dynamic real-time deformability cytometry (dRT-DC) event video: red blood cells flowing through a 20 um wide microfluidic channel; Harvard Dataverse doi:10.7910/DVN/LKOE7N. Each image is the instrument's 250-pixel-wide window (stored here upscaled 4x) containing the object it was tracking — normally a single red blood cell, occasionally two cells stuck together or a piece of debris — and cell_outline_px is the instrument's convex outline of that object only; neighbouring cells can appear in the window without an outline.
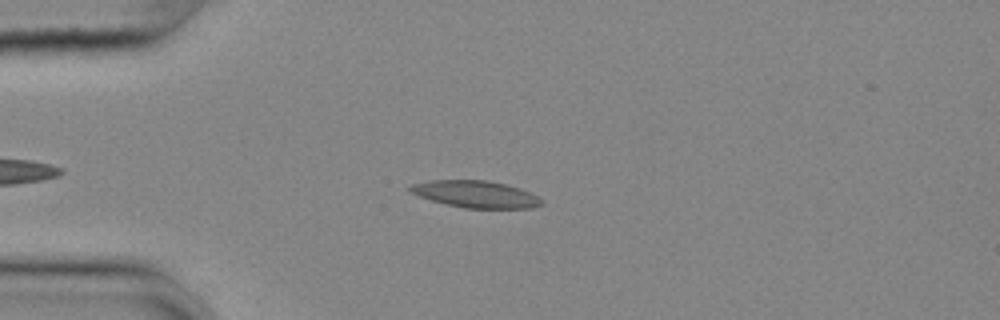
{"species": "common noctule bat (a hibernating species)", "species_latin": "Nyctalus noctula", "temperature_condition": "cold", "stored_images_in_passage": 47, "camera_frame_rate_fps": 3000, "um_per_image_px": 0.085, "animal": {"sex": "female", "body_mass_g": 25.1}, "frame": {"image": 1, "passage_image": 10, "time_ms": 3.0, "image_size_px": [1000, 320], "cell_outline_px": [[544, 204], [532, 208], [464, 208], [432, 200], [420, 196], [412, 192], [408, 188], [412, 184], [432, 180], [488, 180], [520, 188], [536, 196]], "centroid_in_image_um": [40.44, 16.5], "position_along_channel_um": 44.6, "area_um2": 20.29}}
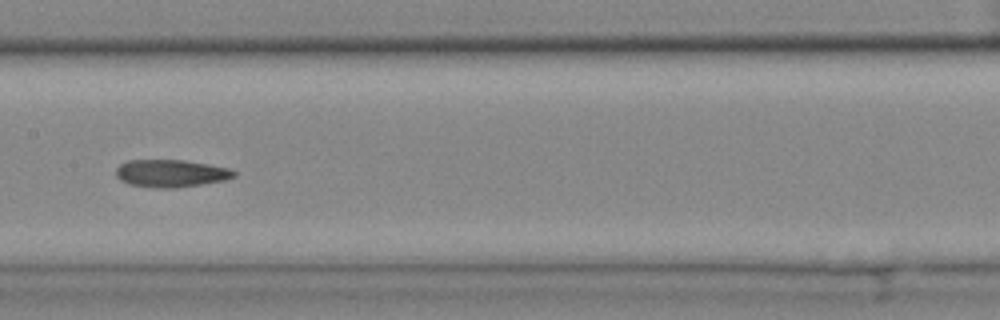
{"frame": {"image": 2, "passage_image": 24, "time_ms": 7.667, "image_size_px": [1000, 320], "cell_outline_px": [[236, 176], [224, 180], [176, 188], [156, 188], [128, 184], [120, 180], [116, 176], [116, 168], [120, 164], [128, 160], [184, 160], [208, 164], [228, 168], [236, 172]], "centroid_in_image_um": [14.5, 14.73], "position_along_channel_um": 192.9, "area_um2": 18.9}}
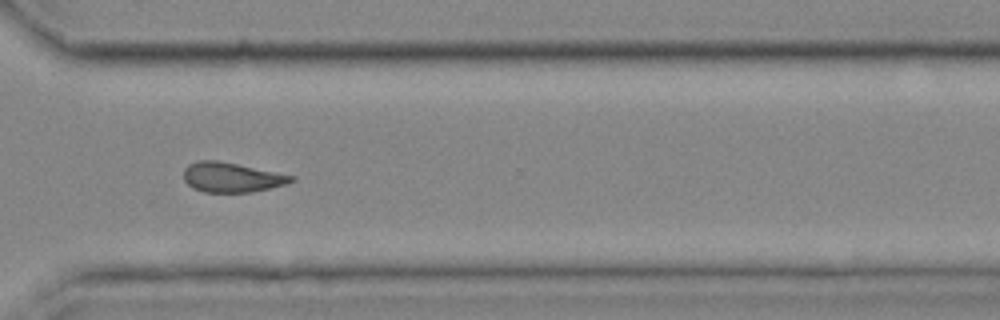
{"frame": {"image": 3, "passage_image": 37, "time_ms": 12.0, "image_size_px": [1000, 320], "cell_outline_px": [[296, 180], [288, 184], [252, 192], [204, 192], [192, 188], [184, 180], [184, 168], [188, 164], [196, 160], [216, 160], [296, 176]], "centroid_in_image_um": [19.69, 15.07], "position_along_channel_um": 350.9, "area_um2": 18.73}, "authors_computed_cell_mechanics": {"area_um2": 19.074, "velocity_mm_per_s": 3.6357, "shape_relaxation_time_tau1_ms": null, "shape_relaxation_time_tau2_ms": 8.8423, "deformation_change_tau1": null, "deformation_change_tau2": 0.1932}}